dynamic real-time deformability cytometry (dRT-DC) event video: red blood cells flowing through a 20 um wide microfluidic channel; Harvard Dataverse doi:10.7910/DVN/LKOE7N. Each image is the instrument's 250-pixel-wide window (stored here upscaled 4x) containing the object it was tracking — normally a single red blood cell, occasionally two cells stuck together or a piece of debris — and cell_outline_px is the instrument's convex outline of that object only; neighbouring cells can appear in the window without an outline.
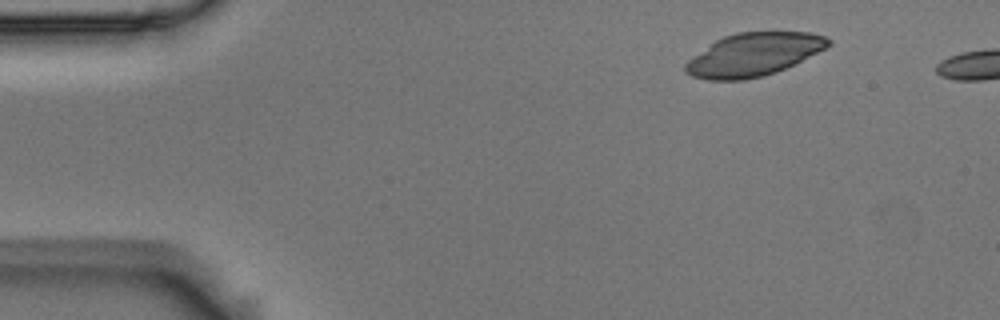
{"species": "Egyptian fruit bat (a non-hibernating species)", "species_latin": "Rousettus aegyptiacus", "temperature_condition": "room temperature", "stored_images_in_passage": 4, "segment_of_instrument_passage": [2, 2], "camera_frame_rate_fps": 3000, "um_per_image_px": 0.085, "animal": {"sex": "male"}, "frame": {"image": 1, "passage_image": 4, "time_ms": 1.0, "image_size_px": [1000, 320], "cell_outline_px": [[832, 44], [776, 72], [764, 76], [744, 80], [708, 80], [692, 76], [684, 72], [684, 64], [688, 60], [716, 40], [724, 36], [736, 32], [812, 32], [824, 36], [832, 40]], "centroid_in_image_um": [64.02, 4.64], "position_along_channel_um": 21.0, "area_um2": 35.49}}